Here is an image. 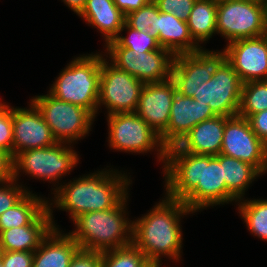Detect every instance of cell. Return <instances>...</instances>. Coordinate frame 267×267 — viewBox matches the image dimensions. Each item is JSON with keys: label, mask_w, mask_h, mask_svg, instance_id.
Returning a JSON list of instances; mask_svg holds the SVG:
<instances>
[{"label": "cell", "mask_w": 267, "mask_h": 267, "mask_svg": "<svg viewBox=\"0 0 267 267\" xmlns=\"http://www.w3.org/2000/svg\"><path fill=\"white\" fill-rule=\"evenodd\" d=\"M166 196L182 201L192 212L228 203L219 154L199 155L167 148L164 164Z\"/></svg>", "instance_id": "1"}, {"label": "cell", "mask_w": 267, "mask_h": 267, "mask_svg": "<svg viewBox=\"0 0 267 267\" xmlns=\"http://www.w3.org/2000/svg\"><path fill=\"white\" fill-rule=\"evenodd\" d=\"M104 170L55 186L54 200L47 204L48 208L55 205L56 209L69 212L71 220L84 213L114 208L128 195L132 180L118 170Z\"/></svg>", "instance_id": "2"}, {"label": "cell", "mask_w": 267, "mask_h": 267, "mask_svg": "<svg viewBox=\"0 0 267 267\" xmlns=\"http://www.w3.org/2000/svg\"><path fill=\"white\" fill-rule=\"evenodd\" d=\"M164 197L146 215L132 221V244L151 263L161 264L162 256L180 261L181 217L193 213L182 201Z\"/></svg>", "instance_id": "3"}, {"label": "cell", "mask_w": 267, "mask_h": 267, "mask_svg": "<svg viewBox=\"0 0 267 267\" xmlns=\"http://www.w3.org/2000/svg\"><path fill=\"white\" fill-rule=\"evenodd\" d=\"M129 196L114 208L84 213L73 220L68 234L80 249L103 253L132 244V220L126 217Z\"/></svg>", "instance_id": "4"}, {"label": "cell", "mask_w": 267, "mask_h": 267, "mask_svg": "<svg viewBox=\"0 0 267 267\" xmlns=\"http://www.w3.org/2000/svg\"><path fill=\"white\" fill-rule=\"evenodd\" d=\"M101 62V53L84 54L74 58L59 73L48 93L61 101L85 108L96 117Z\"/></svg>", "instance_id": "5"}, {"label": "cell", "mask_w": 267, "mask_h": 267, "mask_svg": "<svg viewBox=\"0 0 267 267\" xmlns=\"http://www.w3.org/2000/svg\"><path fill=\"white\" fill-rule=\"evenodd\" d=\"M70 143L57 142L45 148L29 149L13 157V179L18 181L20 172L51 182H59L78 164V154ZM18 177V178H17Z\"/></svg>", "instance_id": "6"}, {"label": "cell", "mask_w": 267, "mask_h": 267, "mask_svg": "<svg viewBox=\"0 0 267 267\" xmlns=\"http://www.w3.org/2000/svg\"><path fill=\"white\" fill-rule=\"evenodd\" d=\"M216 31L228 43L267 34V5L251 0H218Z\"/></svg>", "instance_id": "7"}, {"label": "cell", "mask_w": 267, "mask_h": 267, "mask_svg": "<svg viewBox=\"0 0 267 267\" xmlns=\"http://www.w3.org/2000/svg\"><path fill=\"white\" fill-rule=\"evenodd\" d=\"M107 121L110 148L132 154H143L155 149L164 167L167 147L162 143L160 135L141 117L136 113H113L107 115Z\"/></svg>", "instance_id": "8"}, {"label": "cell", "mask_w": 267, "mask_h": 267, "mask_svg": "<svg viewBox=\"0 0 267 267\" xmlns=\"http://www.w3.org/2000/svg\"><path fill=\"white\" fill-rule=\"evenodd\" d=\"M30 101L40 111L57 142L72 144L91 131L95 117L85 108L61 101L50 93Z\"/></svg>", "instance_id": "9"}, {"label": "cell", "mask_w": 267, "mask_h": 267, "mask_svg": "<svg viewBox=\"0 0 267 267\" xmlns=\"http://www.w3.org/2000/svg\"><path fill=\"white\" fill-rule=\"evenodd\" d=\"M103 57L104 54L101 62L98 110L104 105L107 115L135 113L144 83L118 69Z\"/></svg>", "instance_id": "10"}, {"label": "cell", "mask_w": 267, "mask_h": 267, "mask_svg": "<svg viewBox=\"0 0 267 267\" xmlns=\"http://www.w3.org/2000/svg\"><path fill=\"white\" fill-rule=\"evenodd\" d=\"M106 58L144 84L163 82L172 75L174 55L162 47L159 50L133 53L129 48H106ZM109 54V56H108Z\"/></svg>", "instance_id": "11"}, {"label": "cell", "mask_w": 267, "mask_h": 267, "mask_svg": "<svg viewBox=\"0 0 267 267\" xmlns=\"http://www.w3.org/2000/svg\"><path fill=\"white\" fill-rule=\"evenodd\" d=\"M243 82L232 66L225 61L209 81L202 83L192 98L207 104L217 116L238 115Z\"/></svg>", "instance_id": "12"}, {"label": "cell", "mask_w": 267, "mask_h": 267, "mask_svg": "<svg viewBox=\"0 0 267 267\" xmlns=\"http://www.w3.org/2000/svg\"><path fill=\"white\" fill-rule=\"evenodd\" d=\"M226 61V52L209 51L201 48L193 53L174 57L172 75L177 92L192 97L197 87L209 81Z\"/></svg>", "instance_id": "13"}, {"label": "cell", "mask_w": 267, "mask_h": 267, "mask_svg": "<svg viewBox=\"0 0 267 267\" xmlns=\"http://www.w3.org/2000/svg\"><path fill=\"white\" fill-rule=\"evenodd\" d=\"M220 154L248 163L262 175L267 171V146L252 131L247 118L237 115L226 120Z\"/></svg>", "instance_id": "14"}, {"label": "cell", "mask_w": 267, "mask_h": 267, "mask_svg": "<svg viewBox=\"0 0 267 267\" xmlns=\"http://www.w3.org/2000/svg\"><path fill=\"white\" fill-rule=\"evenodd\" d=\"M224 51L243 83L267 80V34L232 41Z\"/></svg>", "instance_id": "15"}, {"label": "cell", "mask_w": 267, "mask_h": 267, "mask_svg": "<svg viewBox=\"0 0 267 267\" xmlns=\"http://www.w3.org/2000/svg\"><path fill=\"white\" fill-rule=\"evenodd\" d=\"M29 106L28 109L12 107L13 157L19 152L57 143L38 108L32 102Z\"/></svg>", "instance_id": "16"}, {"label": "cell", "mask_w": 267, "mask_h": 267, "mask_svg": "<svg viewBox=\"0 0 267 267\" xmlns=\"http://www.w3.org/2000/svg\"><path fill=\"white\" fill-rule=\"evenodd\" d=\"M176 92V84L172 78L163 82L146 83L141 90L135 113L159 135L169 124Z\"/></svg>", "instance_id": "17"}, {"label": "cell", "mask_w": 267, "mask_h": 267, "mask_svg": "<svg viewBox=\"0 0 267 267\" xmlns=\"http://www.w3.org/2000/svg\"><path fill=\"white\" fill-rule=\"evenodd\" d=\"M217 116L211 107L176 92L172 101L167 129L160 135L162 143L168 148L177 145L197 124Z\"/></svg>", "instance_id": "18"}, {"label": "cell", "mask_w": 267, "mask_h": 267, "mask_svg": "<svg viewBox=\"0 0 267 267\" xmlns=\"http://www.w3.org/2000/svg\"><path fill=\"white\" fill-rule=\"evenodd\" d=\"M147 32L156 37L163 49L174 56L193 53L202 48L191 37L187 22L172 13H163L155 3V22Z\"/></svg>", "instance_id": "19"}, {"label": "cell", "mask_w": 267, "mask_h": 267, "mask_svg": "<svg viewBox=\"0 0 267 267\" xmlns=\"http://www.w3.org/2000/svg\"><path fill=\"white\" fill-rule=\"evenodd\" d=\"M53 218L47 205L28 225L1 231L0 251L34 252L51 229L58 228Z\"/></svg>", "instance_id": "20"}, {"label": "cell", "mask_w": 267, "mask_h": 267, "mask_svg": "<svg viewBox=\"0 0 267 267\" xmlns=\"http://www.w3.org/2000/svg\"><path fill=\"white\" fill-rule=\"evenodd\" d=\"M229 117L215 116L195 125L177 144L185 152L216 156L220 154L225 122Z\"/></svg>", "instance_id": "21"}, {"label": "cell", "mask_w": 267, "mask_h": 267, "mask_svg": "<svg viewBox=\"0 0 267 267\" xmlns=\"http://www.w3.org/2000/svg\"><path fill=\"white\" fill-rule=\"evenodd\" d=\"M79 249L68 233L52 228L34 251L32 267H69Z\"/></svg>", "instance_id": "22"}, {"label": "cell", "mask_w": 267, "mask_h": 267, "mask_svg": "<svg viewBox=\"0 0 267 267\" xmlns=\"http://www.w3.org/2000/svg\"><path fill=\"white\" fill-rule=\"evenodd\" d=\"M79 17L97 28L103 34L106 44L120 34L126 18L113 0H87Z\"/></svg>", "instance_id": "23"}, {"label": "cell", "mask_w": 267, "mask_h": 267, "mask_svg": "<svg viewBox=\"0 0 267 267\" xmlns=\"http://www.w3.org/2000/svg\"><path fill=\"white\" fill-rule=\"evenodd\" d=\"M219 162L228 189V203L234 201L237 203L244 199L249 185L262 175L252 165L224 154H219Z\"/></svg>", "instance_id": "24"}, {"label": "cell", "mask_w": 267, "mask_h": 267, "mask_svg": "<svg viewBox=\"0 0 267 267\" xmlns=\"http://www.w3.org/2000/svg\"><path fill=\"white\" fill-rule=\"evenodd\" d=\"M217 4L218 0H196L186 21L193 40L206 43L217 33Z\"/></svg>", "instance_id": "25"}, {"label": "cell", "mask_w": 267, "mask_h": 267, "mask_svg": "<svg viewBox=\"0 0 267 267\" xmlns=\"http://www.w3.org/2000/svg\"><path fill=\"white\" fill-rule=\"evenodd\" d=\"M48 200L29 191L17 204L0 215V232L28 225L48 204Z\"/></svg>", "instance_id": "26"}, {"label": "cell", "mask_w": 267, "mask_h": 267, "mask_svg": "<svg viewBox=\"0 0 267 267\" xmlns=\"http://www.w3.org/2000/svg\"><path fill=\"white\" fill-rule=\"evenodd\" d=\"M237 204L250 233L267 241V199H242Z\"/></svg>", "instance_id": "27"}, {"label": "cell", "mask_w": 267, "mask_h": 267, "mask_svg": "<svg viewBox=\"0 0 267 267\" xmlns=\"http://www.w3.org/2000/svg\"><path fill=\"white\" fill-rule=\"evenodd\" d=\"M264 110H267V80L243 83L238 116L248 119Z\"/></svg>", "instance_id": "28"}, {"label": "cell", "mask_w": 267, "mask_h": 267, "mask_svg": "<svg viewBox=\"0 0 267 267\" xmlns=\"http://www.w3.org/2000/svg\"><path fill=\"white\" fill-rule=\"evenodd\" d=\"M128 31V36H122V32ZM121 35V36H120ZM106 48H129L133 53L149 52L161 48L156 37L147 31H137L129 27L126 23L122 27L120 34L105 45Z\"/></svg>", "instance_id": "29"}, {"label": "cell", "mask_w": 267, "mask_h": 267, "mask_svg": "<svg viewBox=\"0 0 267 267\" xmlns=\"http://www.w3.org/2000/svg\"><path fill=\"white\" fill-rule=\"evenodd\" d=\"M149 263L133 244L101 253V267H146Z\"/></svg>", "instance_id": "30"}, {"label": "cell", "mask_w": 267, "mask_h": 267, "mask_svg": "<svg viewBox=\"0 0 267 267\" xmlns=\"http://www.w3.org/2000/svg\"><path fill=\"white\" fill-rule=\"evenodd\" d=\"M155 22V2L149 1L145 6L126 15L125 23L134 30L147 31Z\"/></svg>", "instance_id": "31"}, {"label": "cell", "mask_w": 267, "mask_h": 267, "mask_svg": "<svg viewBox=\"0 0 267 267\" xmlns=\"http://www.w3.org/2000/svg\"><path fill=\"white\" fill-rule=\"evenodd\" d=\"M0 149L13 158L12 106L5 102L0 104Z\"/></svg>", "instance_id": "32"}, {"label": "cell", "mask_w": 267, "mask_h": 267, "mask_svg": "<svg viewBox=\"0 0 267 267\" xmlns=\"http://www.w3.org/2000/svg\"><path fill=\"white\" fill-rule=\"evenodd\" d=\"M17 183L16 180L12 179L9 182L0 184V215L17 204L29 192L25 186Z\"/></svg>", "instance_id": "33"}, {"label": "cell", "mask_w": 267, "mask_h": 267, "mask_svg": "<svg viewBox=\"0 0 267 267\" xmlns=\"http://www.w3.org/2000/svg\"><path fill=\"white\" fill-rule=\"evenodd\" d=\"M160 12L172 13L177 18L187 21L196 0H153Z\"/></svg>", "instance_id": "34"}, {"label": "cell", "mask_w": 267, "mask_h": 267, "mask_svg": "<svg viewBox=\"0 0 267 267\" xmlns=\"http://www.w3.org/2000/svg\"><path fill=\"white\" fill-rule=\"evenodd\" d=\"M34 252L0 251V259L4 267H32Z\"/></svg>", "instance_id": "35"}, {"label": "cell", "mask_w": 267, "mask_h": 267, "mask_svg": "<svg viewBox=\"0 0 267 267\" xmlns=\"http://www.w3.org/2000/svg\"><path fill=\"white\" fill-rule=\"evenodd\" d=\"M69 267H101V253L79 249Z\"/></svg>", "instance_id": "36"}, {"label": "cell", "mask_w": 267, "mask_h": 267, "mask_svg": "<svg viewBox=\"0 0 267 267\" xmlns=\"http://www.w3.org/2000/svg\"><path fill=\"white\" fill-rule=\"evenodd\" d=\"M247 120L250 123L252 131L267 146V110L253 114Z\"/></svg>", "instance_id": "37"}, {"label": "cell", "mask_w": 267, "mask_h": 267, "mask_svg": "<svg viewBox=\"0 0 267 267\" xmlns=\"http://www.w3.org/2000/svg\"><path fill=\"white\" fill-rule=\"evenodd\" d=\"M13 158L9 153L0 149V184L13 179Z\"/></svg>", "instance_id": "38"}, {"label": "cell", "mask_w": 267, "mask_h": 267, "mask_svg": "<svg viewBox=\"0 0 267 267\" xmlns=\"http://www.w3.org/2000/svg\"><path fill=\"white\" fill-rule=\"evenodd\" d=\"M119 10L126 16L145 6L151 0H113Z\"/></svg>", "instance_id": "39"}, {"label": "cell", "mask_w": 267, "mask_h": 267, "mask_svg": "<svg viewBox=\"0 0 267 267\" xmlns=\"http://www.w3.org/2000/svg\"><path fill=\"white\" fill-rule=\"evenodd\" d=\"M62 1L78 16L82 13L87 2V0H62Z\"/></svg>", "instance_id": "40"}, {"label": "cell", "mask_w": 267, "mask_h": 267, "mask_svg": "<svg viewBox=\"0 0 267 267\" xmlns=\"http://www.w3.org/2000/svg\"><path fill=\"white\" fill-rule=\"evenodd\" d=\"M162 264L159 263H149L146 267H160Z\"/></svg>", "instance_id": "41"}, {"label": "cell", "mask_w": 267, "mask_h": 267, "mask_svg": "<svg viewBox=\"0 0 267 267\" xmlns=\"http://www.w3.org/2000/svg\"><path fill=\"white\" fill-rule=\"evenodd\" d=\"M251 1L260 2V3L267 5V0H251Z\"/></svg>", "instance_id": "42"}, {"label": "cell", "mask_w": 267, "mask_h": 267, "mask_svg": "<svg viewBox=\"0 0 267 267\" xmlns=\"http://www.w3.org/2000/svg\"><path fill=\"white\" fill-rule=\"evenodd\" d=\"M0 267H4V266H3V263L1 262V259H0Z\"/></svg>", "instance_id": "43"}]
</instances>
